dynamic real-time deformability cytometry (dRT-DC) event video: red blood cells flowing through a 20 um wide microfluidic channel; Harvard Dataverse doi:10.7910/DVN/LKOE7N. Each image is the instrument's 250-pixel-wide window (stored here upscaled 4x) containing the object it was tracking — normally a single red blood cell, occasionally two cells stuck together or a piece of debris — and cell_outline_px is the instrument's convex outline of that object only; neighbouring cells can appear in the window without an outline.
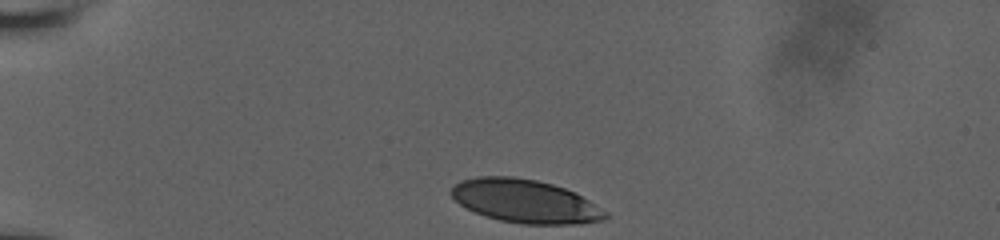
{"species": "human", "species_latin": "Homo sapiens", "temperature_condition": "room temperature", "stored_images_in_passage": 33, "camera_frame_rate_fps": 3000, "um_per_image_px": 0.085, "donor": {"sex": "male"}, "frame": {"image": 1, "passage_image": 1, "time_ms": 0.0, "image_size_px": [1000, 240], "cell_outline_px": [[608, 216], [604, 220], [580, 224], [520, 224], [500, 220], [484, 216], [460, 204], [448, 192], [460, 180], [476, 176], [512, 176], [536, 180], [552, 184], [576, 192], [608, 212]], "centroid_in_image_um": [44.65, 17.1], "position_along_channel_um": 40.3, "area_um2": 39.07}}
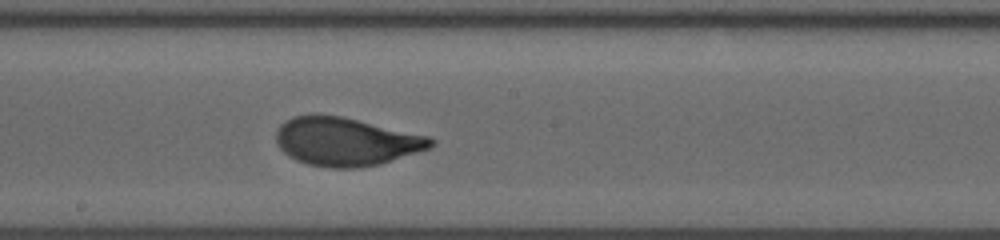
{"frame": {"image": 2, "passage_image": 19, "time_ms": 6.0, "image_size_px": [1000, 240], "cell_outline_px": [[436, 144], [432, 148], [380, 164], [356, 168], [328, 168], [308, 164], [296, 160], [288, 156], [280, 148], [276, 140], [276, 132], [280, 124], [284, 120], [292, 116], [316, 112], [344, 116], [428, 136], [436, 140]], "centroid_in_image_um": [29.39, 12.01], "position_along_channel_um": 218.8, "area_um2": 44.39}}
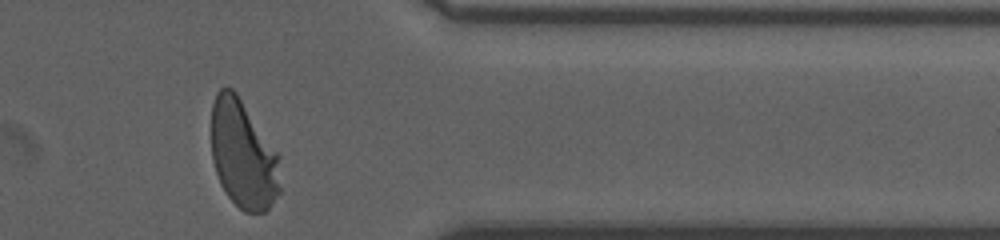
{"frame": {"image": 3, "passage_image": 33, "time_ms": 10.667, "image_size_px": [1000, 240], "cell_outline_px": [[280, 192], [268, 208], [264, 212], [244, 212], [228, 196], [220, 184], [212, 160], [212, 104], [216, 92], [220, 88], [232, 88], [236, 92], [280, 156]], "centroid_in_image_um": [20.67, 13.14], "position_along_channel_um": 390.7, "area_um2": 43.47}, "authors_computed_cell_mechanics": {"area_um2": 43.2922, "velocity_mm_per_s": 3.9155, "shape_relaxation_time_tau1_ms": 3.4092, "shape_relaxation_time_tau2_ms": null, "deformation_change_tau1": 0.1692, "deformation_change_tau2": null}}